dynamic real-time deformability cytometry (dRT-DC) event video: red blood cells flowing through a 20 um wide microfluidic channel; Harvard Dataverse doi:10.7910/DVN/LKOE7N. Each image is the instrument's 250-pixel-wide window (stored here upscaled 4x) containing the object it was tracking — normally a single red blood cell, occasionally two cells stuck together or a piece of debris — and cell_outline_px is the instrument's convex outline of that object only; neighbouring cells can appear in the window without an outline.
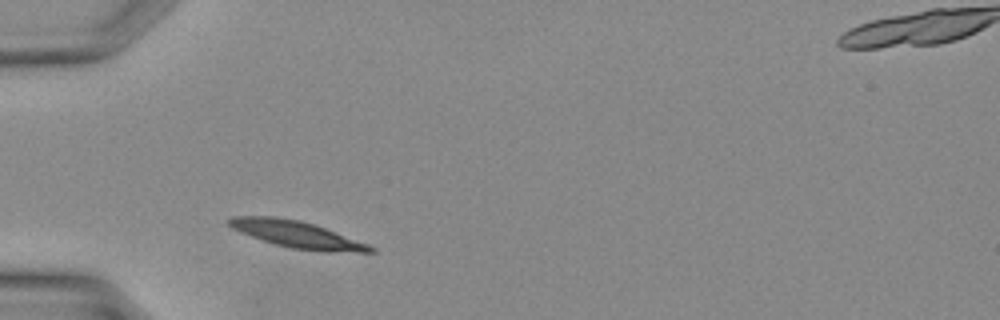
{"species": "Egyptian fruit bat (a non-hibernating species)", "species_latin": "Rousettus aegyptiacus", "temperature_condition": "warm", "stored_images_in_passage": 22, "camera_frame_rate_fps": 3000, "um_per_image_px": 0.085, "animal": {"sex": "female"}, "frame": {"image": 1, "passage_image": 1, "time_ms": 0.0, "image_size_px": [1000, 320], "cell_outline_px": [[376, 252], [324, 252], [292, 248], [276, 244], [240, 232], [232, 228], [228, 224], [228, 220], [232, 216], [272, 216], [300, 220], [324, 228], [368, 244], [376, 248]], "centroid_in_image_um": [25.25, 19.93], "position_along_channel_um": 59.7, "area_um2": 21.73}}
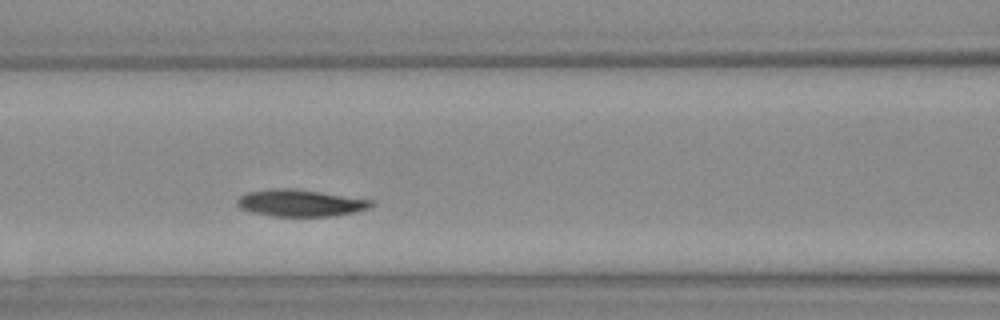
{"frame": {"image": 2, "passage_image": 6, "time_ms": 1.667, "image_size_px": [1000, 320], "cell_outline_px": [[372, 204], [368, 208], [352, 212], [332, 216], [272, 216], [252, 212], [240, 208], [236, 204], [236, 200], [240, 196], [248, 192], [272, 188], [292, 188], [320, 192], [372, 200]], "centroid_in_image_um": [25.46, 17.25], "position_along_channel_um": 141.1, "area_um2": 20.75}}
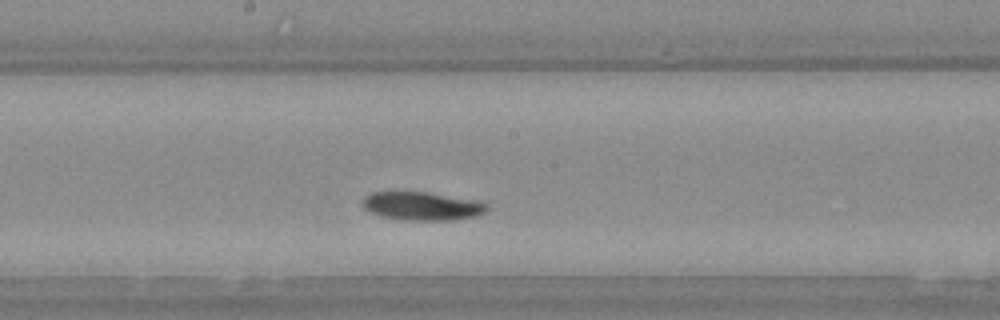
{"frame": {"image": 3, "passage_image": 10, "time_ms": 3.0, "image_size_px": [1000, 320], "cell_outline_px": [[488, 212], [476, 216], [456, 220], [400, 220], [380, 216], [364, 208], [360, 204], [360, 200], [364, 196], [372, 192], [424, 192], [476, 200], [488, 204]], "centroid_in_image_um": [35.86, 17.52], "position_along_channel_um": 212.3, "area_um2": 20.81}}